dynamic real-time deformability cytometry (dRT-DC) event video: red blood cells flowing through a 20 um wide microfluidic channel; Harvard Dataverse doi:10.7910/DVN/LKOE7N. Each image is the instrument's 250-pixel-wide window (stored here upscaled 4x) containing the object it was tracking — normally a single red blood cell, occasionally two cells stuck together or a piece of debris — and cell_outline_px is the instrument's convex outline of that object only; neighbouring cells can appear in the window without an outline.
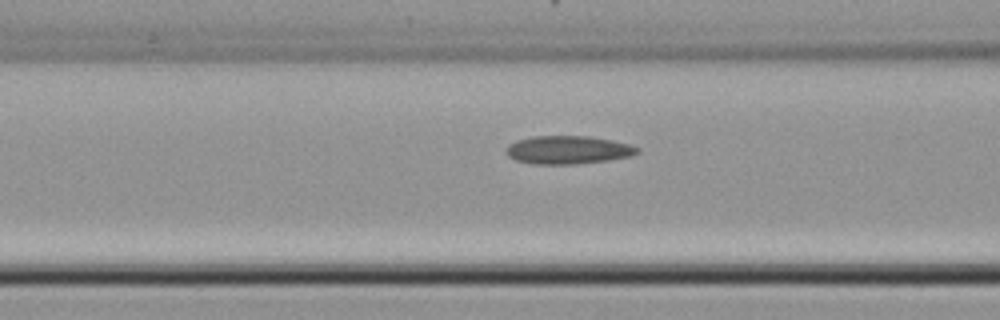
{"species": "common noctule bat (a hibernating species)", "species_latin": "Nyctalus noctula", "temperature_condition": "cold", "stored_images_in_passage": 23, "camera_frame_rate_fps": 3000, "um_per_image_px": 0.085, "animal": {"sex": "female", "body_mass_g": 22.7, "forearm_length_mm": 54.2}, "frame": {"image": 1, "passage_image": 4, "time_ms": 1.0, "image_size_px": [1000, 320], "cell_outline_px": [[628, 152], [612, 156], [584, 160], [528, 160], [516, 156], [512, 152], [540, 140], [588, 140], [628, 148]], "centroid_in_image_um": [48.3, 12.78], "position_along_channel_um": 118.3, "area_um2": 12.95}}